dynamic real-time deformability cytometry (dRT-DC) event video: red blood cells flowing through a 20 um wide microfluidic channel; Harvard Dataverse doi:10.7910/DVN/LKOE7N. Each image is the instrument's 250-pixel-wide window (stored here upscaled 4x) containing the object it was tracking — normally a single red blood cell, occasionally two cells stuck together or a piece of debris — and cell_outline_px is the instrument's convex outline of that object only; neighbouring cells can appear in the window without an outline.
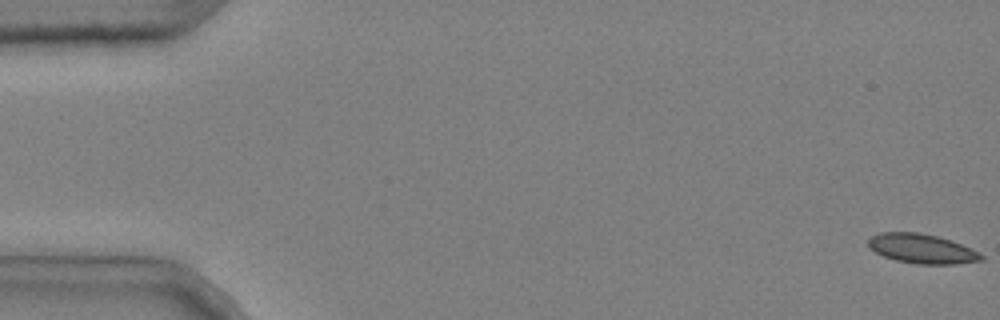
{"species": "common noctule bat (a hibernating species)", "species_latin": "Nyctalus noctula", "temperature_condition": "cold", "stored_images_in_passage": 52, "camera_frame_rate_fps": 3000, "um_per_image_px": 0.085, "animal": {"sex": "male", "body_mass_g": 20.4}, "frame": {"image": 1, "passage_image": 1, "time_ms": 0.0, "image_size_px": [1000, 320], "cell_outline_px": [[984, 260], [956, 264], [916, 264], [896, 260], [884, 256], [868, 248], [868, 240], [872, 236], [880, 232], [920, 232], [936, 236], [960, 244], [984, 256]], "centroid_in_image_um": [78.31, 21.14], "position_along_channel_um": 6.7, "area_um2": 19.19}}
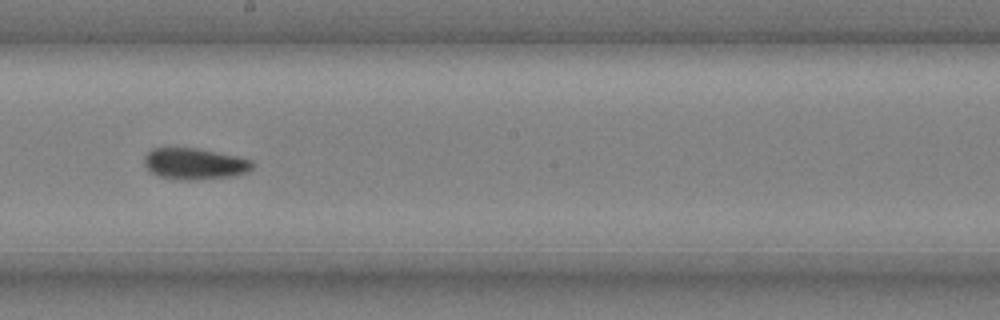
{"frame": {"image": 2, "passage_image": 31, "time_ms": 10.0, "image_size_px": [1000, 320], "cell_outline_px": [[256, 164], [248, 172], [232, 176], [196, 180], [180, 180], [160, 176], [152, 172], [144, 164], [144, 156], [152, 148], [196, 148], [236, 156], [252, 160]], "centroid_in_image_um": [16.56, 13.92], "position_along_channel_um": 231.6, "area_um2": 19.71}}
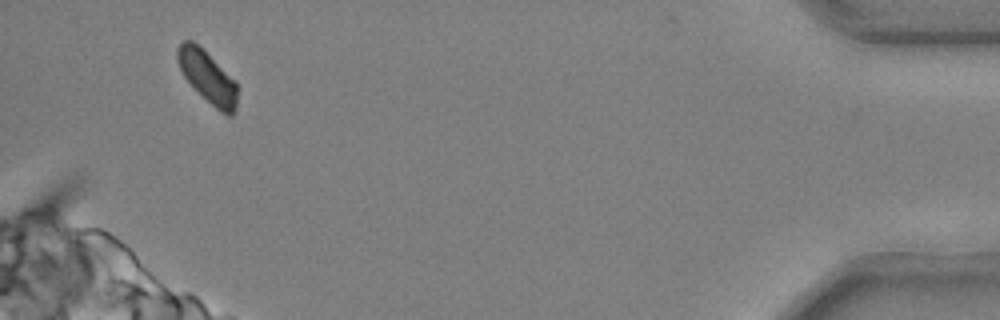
{"frame": {"image": 3, "passage_image": 51, "time_ms": 16.667, "image_size_px": [1000, 320], "cell_outline_px": [[240, 88], [236, 108], [232, 116], [228, 116], [220, 112], [184, 76], [176, 60], [176, 48], [184, 40], [192, 40], [236, 80]], "centroid_in_image_um": [17.7, 6.55], "position_along_channel_um": 417.5, "area_um2": 18.03}, "authors_computed_cell_mechanics": {"area_um2": 19.7676, "velocity_mm_per_s": 3.6762, "shape_relaxation_time_tau1_ms": null, "shape_relaxation_time_tau2_ms": 6.5272, "deformation_change_tau1": null, "deformation_change_tau2": 0.0967}}